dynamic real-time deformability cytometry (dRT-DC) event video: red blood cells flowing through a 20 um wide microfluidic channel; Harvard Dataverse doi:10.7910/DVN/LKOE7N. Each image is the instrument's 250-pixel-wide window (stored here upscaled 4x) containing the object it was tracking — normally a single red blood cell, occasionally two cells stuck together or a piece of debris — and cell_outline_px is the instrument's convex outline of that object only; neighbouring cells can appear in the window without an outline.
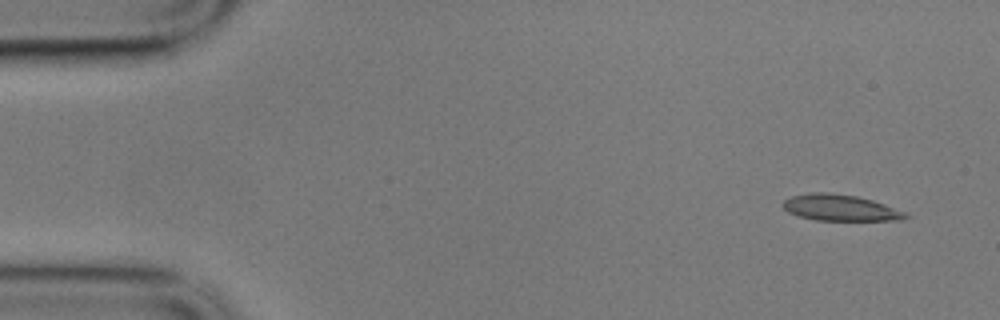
{"species": "common noctule bat (a hibernating species)", "species_latin": "Nyctalus noctula", "temperature_condition": "cold", "stored_images_in_passage": 6, "camera_frame_rate_fps": 3000, "um_per_image_px": 0.085, "animal": {"sex": "male", "body_mass_g": 17.9}, "frame": {"image": 1, "passage_image": 1, "time_ms": 0.0, "image_size_px": [1000, 320], "cell_outline_px": [[912, 216], [900, 220], [816, 220], [800, 216], [788, 212], [780, 204], [784, 200], [792, 196], [812, 192], [828, 192], [856, 196], [872, 200], [884, 204], [904, 212]], "centroid_in_image_um": [71.4, 17.65], "position_along_channel_um": 13.6, "area_um2": 18.61}}